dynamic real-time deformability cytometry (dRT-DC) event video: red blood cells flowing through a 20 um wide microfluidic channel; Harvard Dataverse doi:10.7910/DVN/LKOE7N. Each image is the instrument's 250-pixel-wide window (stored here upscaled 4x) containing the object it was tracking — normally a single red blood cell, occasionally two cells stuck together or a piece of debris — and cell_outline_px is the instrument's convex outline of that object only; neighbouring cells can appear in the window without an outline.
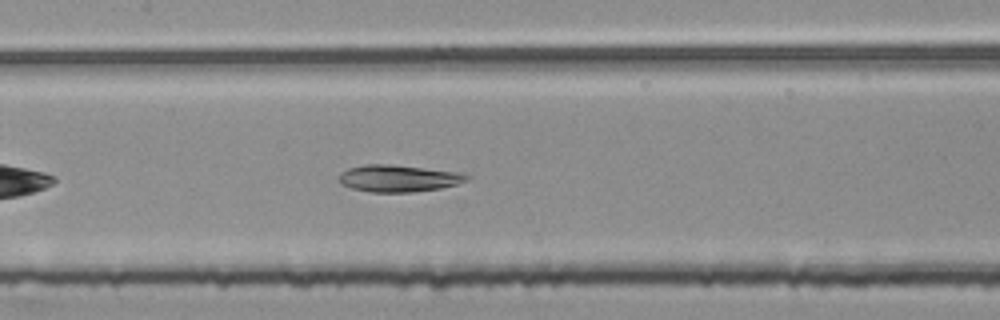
{"species": "common noctule bat (a hibernating species)", "species_latin": "Nyctalus noctula", "temperature_condition": "room temperature", "stored_images_in_passage": 31, "camera_frame_rate_fps": 3000, "um_per_image_px": 0.085, "animal": {"sex": "female", "body_mass_g": 25.1}, "frame": {"image": 1, "passage_image": 13, "time_ms": 4.0, "image_size_px": [1000, 320], "cell_outline_px": [[472, 176], [468, 180], [456, 184], [440, 188], [412, 192], [368, 192], [352, 188], [340, 184], [340, 172], [348, 168], [364, 164], [388, 164], [424, 168], [456, 172]], "centroid_in_image_um": [33.84, 15.16], "position_along_channel_um": 173.6, "area_um2": 19.94}}
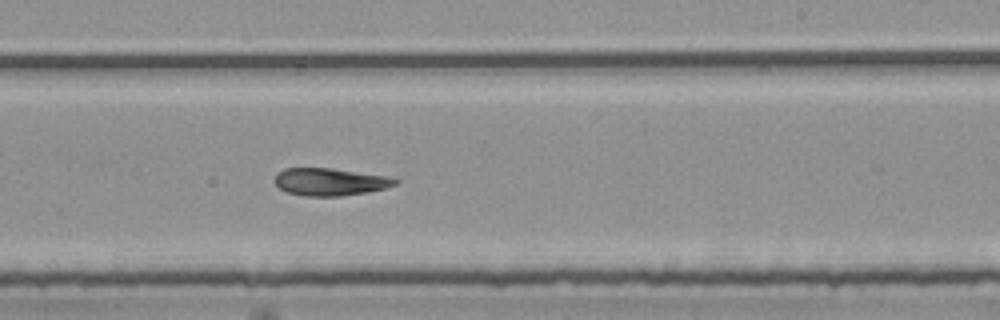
{"frame": {"image": 2, "passage_image": 20, "time_ms": 6.333, "image_size_px": [1000, 320], "cell_outline_px": [[400, 180], [396, 184], [384, 188], [368, 192], [340, 196], [304, 196], [288, 192], [280, 188], [272, 180], [276, 172], [284, 168], [332, 168], [388, 176]], "centroid_in_image_um": [28.02, 15.45], "position_along_channel_um": 261.0, "area_um2": 19.42}}
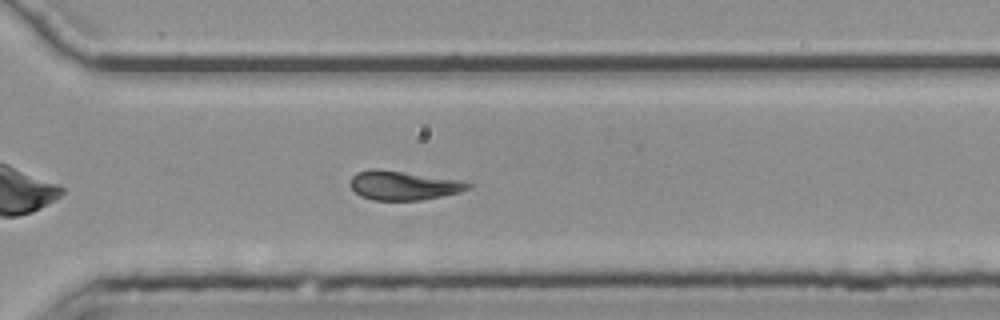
{"frame": {"image": 3, "passage_image": 26, "time_ms": 8.333, "image_size_px": [1000, 320], "cell_outline_px": [[472, 188], [460, 192], [420, 200], [372, 200], [360, 196], [348, 184], [352, 176], [356, 172], [404, 172], [464, 180], [472, 184]], "centroid_in_image_um": [34.37, 15.8], "position_along_channel_um": 336.2, "area_um2": 19.42}}